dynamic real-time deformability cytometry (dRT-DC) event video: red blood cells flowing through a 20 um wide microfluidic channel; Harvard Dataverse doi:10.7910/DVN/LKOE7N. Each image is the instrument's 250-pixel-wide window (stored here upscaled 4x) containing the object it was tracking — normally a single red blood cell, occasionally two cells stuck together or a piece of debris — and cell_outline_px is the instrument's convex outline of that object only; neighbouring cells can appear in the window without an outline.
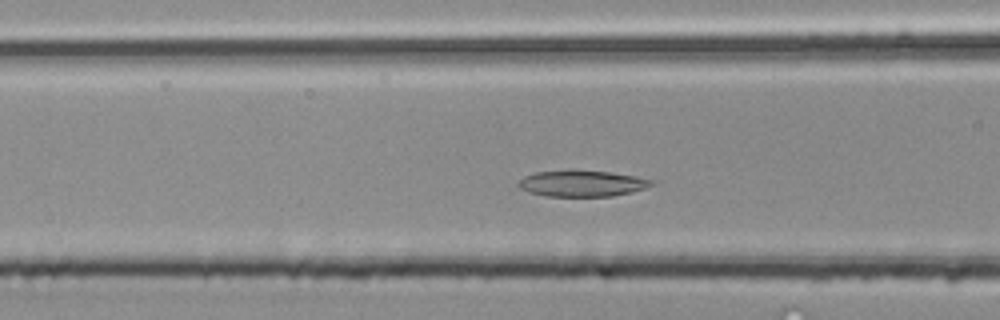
{"species": "common noctule bat (a hibernating species)", "species_latin": "Nyctalus noctula", "temperature_condition": "room temperature", "stored_images_in_passage": 43, "camera_frame_rate_fps": 3000, "um_per_image_px": 0.085, "animal": {"sex": "male", "body_mass_g": 20.4}, "frame": {"image": 1, "passage_image": 13, "time_ms": 4.0, "image_size_px": [1000, 320], "cell_outline_px": [[652, 184], [644, 188], [632, 192], [612, 196], [548, 196], [528, 192], [520, 188], [516, 184], [524, 176], [536, 172], [612, 172], [636, 176], [652, 180]], "centroid_in_image_um": [49.46, 15.62], "position_along_channel_um": 117.1, "area_um2": 19.59}}
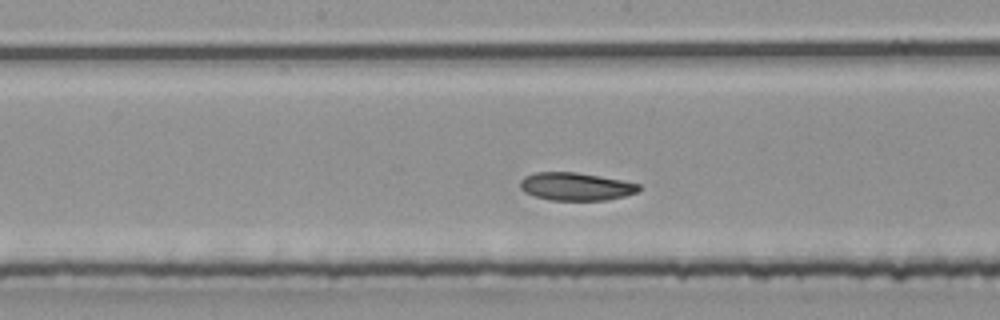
{"frame": {"image": 2, "passage_image": 19, "time_ms": 6.0, "image_size_px": [1000, 320], "cell_outline_px": [[640, 188], [636, 192], [624, 196], [608, 200], [548, 200], [524, 192], [520, 188], [520, 180], [524, 176], [536, 172], [576, 172], [600, 176], [640, 184]], "centroid_in_image_um": [48.91, 15.85], "position_along_channel_um": 199.3, "area_um2": 19.25}}
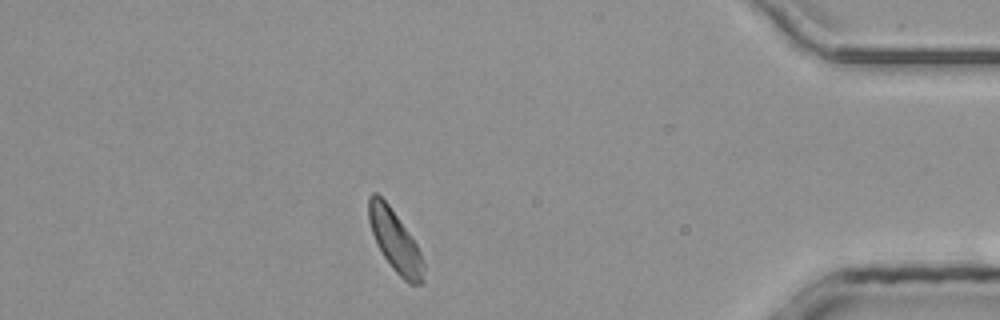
{"frame": {"image": 3, "passage_image": 37, "time_ms": 12.0, "image_size_px": [1000, 320], "cell_outline_px": [[424, 284], [408, 284], [392, 268], [376, 244], [368, 220], [368, 196], [372, 192], [376, 192], [388, 204], [416, 244], [424, 260]], "centroid_in_image_um": [33.58, 20.5], "position_along_channel_um": 401.6, "area_um2": 19.54}, "authors_computed_cell_mechanics": {"area_um2": 19.652, "velocity_mm_per_s": 4.0991, "shape_relaxation_time_tau1_ms": null, "shape_relaxation_time_tau2_ms": 7.8479, "deformation_change_tau1": null, "deformation_change_tau2": 0.1543}}